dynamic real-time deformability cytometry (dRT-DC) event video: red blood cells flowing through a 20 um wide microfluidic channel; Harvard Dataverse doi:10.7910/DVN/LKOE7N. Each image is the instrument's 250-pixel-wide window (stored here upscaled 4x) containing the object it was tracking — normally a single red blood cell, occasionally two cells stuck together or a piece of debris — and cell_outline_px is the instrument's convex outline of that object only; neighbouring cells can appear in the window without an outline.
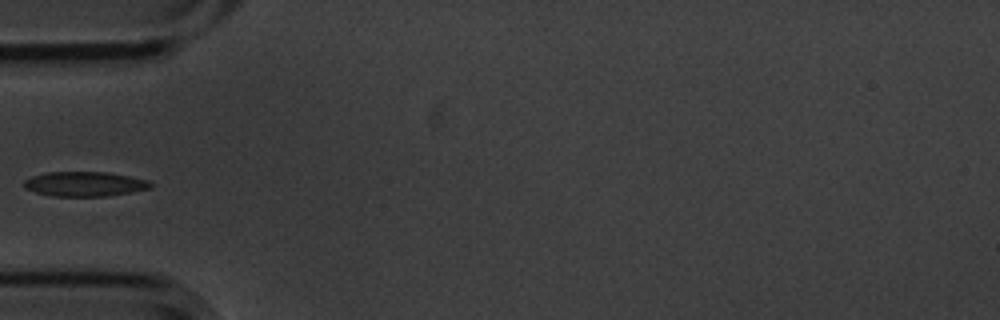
{"species": "common noctule bat (a hibernating species)", "species_latin": "Nyctalus noctula", "temperature_condition": "cold", "stored_images_in_passage": 6, "camera_frame_rate_fps": 3000, "um_per_image_px": 0.085, "animal": {"sex": "male", "body_mass_g": 20.1, "forearm_length_mm": 53.5}, "frame": {"image": 1, "passage_image": 6, "time_ms": 1.667, "image_size_px": [1000, 320], "cell_outline_px": [[152, 188], [132, 192], [108, 196], [52, 196], [36, 192], [24, 188], [24, 180], [32, 176], [48, 172], [108, 172], [148, 180], [152, 184]], "centroid_in_image_um": [7.21, 15.64], "position_along_channel_um": 77.8, "area_um2": 18.21}}